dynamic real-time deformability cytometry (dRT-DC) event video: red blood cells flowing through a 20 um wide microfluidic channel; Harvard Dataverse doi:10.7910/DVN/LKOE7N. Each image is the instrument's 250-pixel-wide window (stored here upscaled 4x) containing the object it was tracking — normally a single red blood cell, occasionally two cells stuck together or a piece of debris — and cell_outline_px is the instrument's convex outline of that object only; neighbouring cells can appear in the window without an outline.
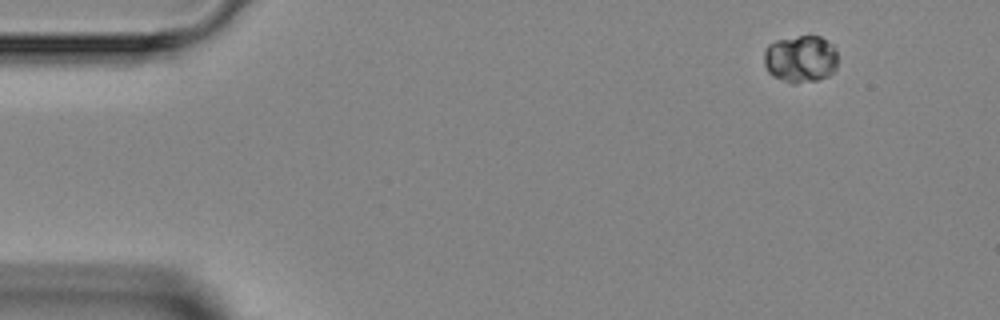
{"species": "Egyptian fruit bat (a non-hibernating species)", "species_latin": "Rousettus aegyptiacus", "temperature_condition": "room temperature", "stored_images_in_passage": 4, "camera_frame_rate_fps": 3000, "um_per_image_px": 0.085, "animal": {"sex": "female"}, "frame": {"image": 1, "passage_image": 1, "time_ms": 0.0, "image_size_px": [1000, 320], "cell_outline_px": [[836, 68], [828, 76], [816, 80], [792, 84], [772, 76], [768, 72], [764, 64], [764, 52], [768, 44], [776, 40], [800, 36], [820, 36], [832, 44], [836, 48]], "centroid_in_image_um": [68.03, 5.01], "position_along_channel_um": 17.0, "area_um2": 20.4}}